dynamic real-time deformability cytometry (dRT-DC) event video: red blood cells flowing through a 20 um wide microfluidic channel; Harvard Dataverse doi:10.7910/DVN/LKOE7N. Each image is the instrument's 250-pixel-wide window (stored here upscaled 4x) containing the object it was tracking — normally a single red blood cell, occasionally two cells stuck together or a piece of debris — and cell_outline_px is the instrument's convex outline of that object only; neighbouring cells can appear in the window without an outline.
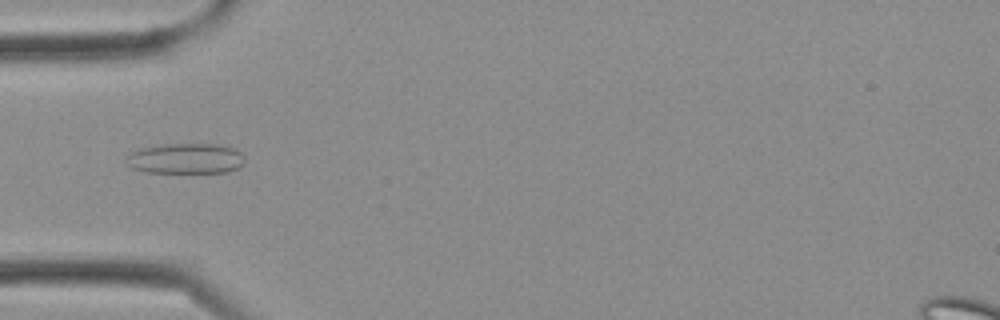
{"species": "Egyptian fruit bat (a non-hibernating species)", "species_latin": "Rousettus aegyptiacus", "temperature_condition": "cold", "stored_images_in_passage": 3, "camera_frame_rate_fps": 3000, "um_per_image_px": 0.085, "frame": {"image": 1, "passage_image": 3, "time_ms": 0.667, "image_size_px": [1000, 320], "cell_outline_px": [[244, 164], [228, 172], [144, 172], [132, 168], [124, 160], [124, 156], [140, 148], [160, 144], [220, 144], [236, 148], [244, 156]], "centroid_in_image_um": [15.77, 13.46], "position_along_channel_um": 69.2, "area_um2": 21.27}}